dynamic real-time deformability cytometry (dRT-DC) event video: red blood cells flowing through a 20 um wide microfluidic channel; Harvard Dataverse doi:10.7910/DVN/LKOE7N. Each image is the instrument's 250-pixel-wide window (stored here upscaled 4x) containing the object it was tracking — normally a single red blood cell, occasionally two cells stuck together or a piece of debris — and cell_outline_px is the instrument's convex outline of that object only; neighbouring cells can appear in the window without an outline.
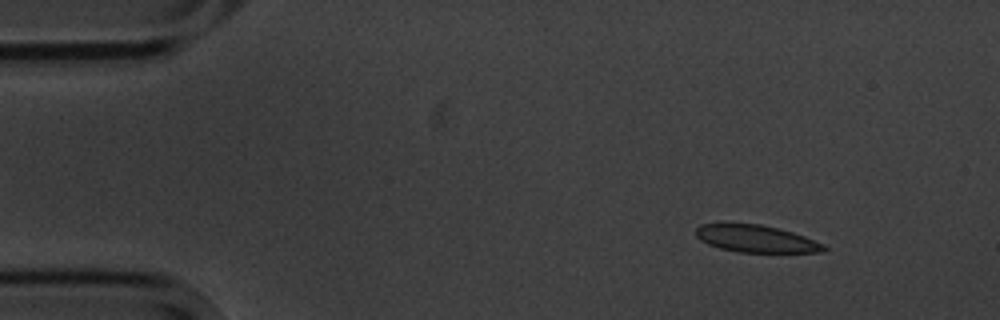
{"species": "common noctule bat (a hibernating species)", "species_latin": "Nyctalus noctula", "temperature_condition": "cold", "stored_images_in_passage": 10, "camera_frame_rate_fps": 3000, "um_per_image_px": 0.085, "animal": {"sex": "male", "body_mass_g": 20.1, "forearm_length_mm": 53.5}, "frame": {"image": 1, "passage_image": 1, "time_ms": 0.0, "image_size_px": [1000, 320], "cell_outline_px": [[828, 248], [824, 252], [740, 252], [720, 248], [708, 244], [700, 240], [696, 236], [696, 228], [700, 224], [720, 220], [724, 220], [760, 224], [792, 232], [804, 236], [824, 244]], "centroid_in_image_um": [64.16, 20.24], "position_along_channel_um": 20.8, "area_um2": 20.98}}
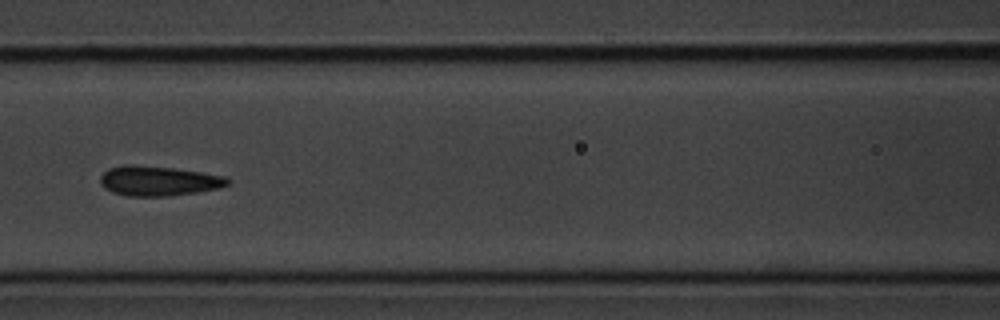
{"frame": {"image": 2, "passage_image": 6, "time_ms": 6.0, "image_size_px": [1000, 320], "cell_outline_px": [[232, 180], [228, 184], [220, 188], [196, 192], [168, 196], [128, 196], [112, 192], [104, 188], [100, 184], [100, 176], [108, 168], [124, 164], [132, 164], [172, 168], [228, 176]], "centroid_in_image_um": [13.47, 15.37], "position_along_channel_um": 153.1, "area_um2": 22.31}}
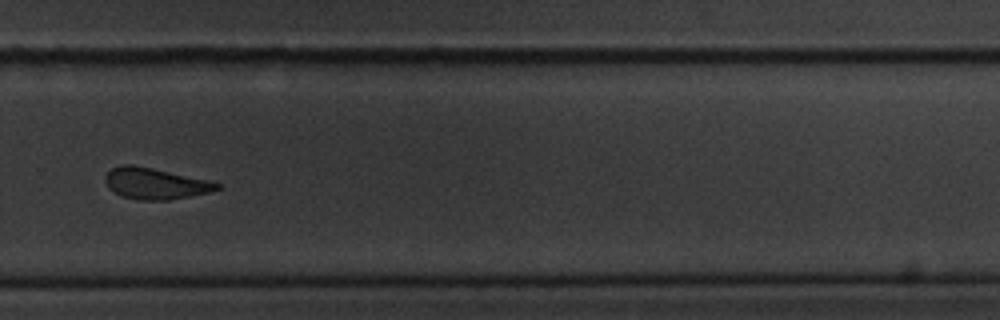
{"frame": {"image": 3, "passage_image": 10, "time_ms": 10.667, "image_size_px": [1000, 320], "cell_outline_px": [[220, 188], [208, 192], [168, 200], [140, 200], [124, 196], [108, 188], [104, 180], [104, 176], [112, 168], [120, 164], [132, 164], [152, 168], [204, 180], [220, 184]], "centroid_in_image_um": [13.11, 15.59], "position_along_channel_um": 316.7, "area_um2": 19.83}}